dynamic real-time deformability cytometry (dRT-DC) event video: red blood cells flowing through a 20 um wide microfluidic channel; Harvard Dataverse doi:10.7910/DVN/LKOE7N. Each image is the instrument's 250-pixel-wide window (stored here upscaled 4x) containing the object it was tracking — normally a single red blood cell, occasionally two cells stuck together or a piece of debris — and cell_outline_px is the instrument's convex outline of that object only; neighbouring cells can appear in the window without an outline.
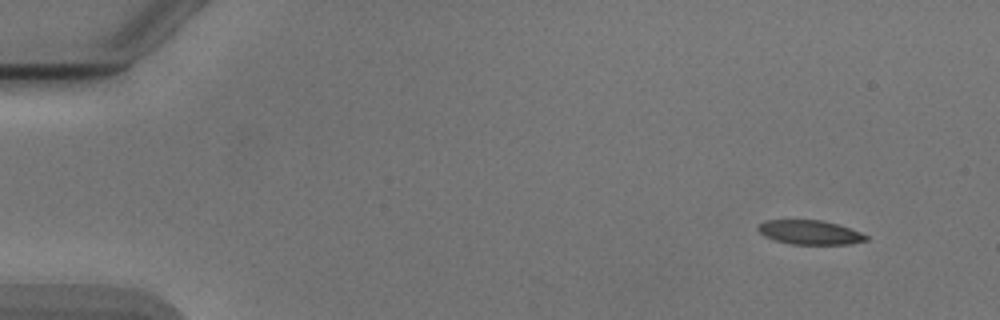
{"species": "Egyptian fruit bat (a non-hibernating species)", "species_latin": "Rousettus aegyptiacus", "temperature_condition": "cold", "stored_images_in_passage": 46, "camera_frame_rate_fps": 3000, "um_per_image_px": 0.085, "animal": {"sex": "male"}, "frame": {"image": 1, "passage_image": 1, "time_ms": 0.0, "image_size_px": [1000, 320], "cell_outline_px": [[868, 240], [848, 244], [792, 244], [776, 240], [764, 236], [756, 228], [764, 220], [820, 220], [836, 224], [860, 232], [868, 236]], "centroid_in_image_um": [68.82, 19.75], "position_along_channel_um": 16.2, "area_um2": 15.03}}
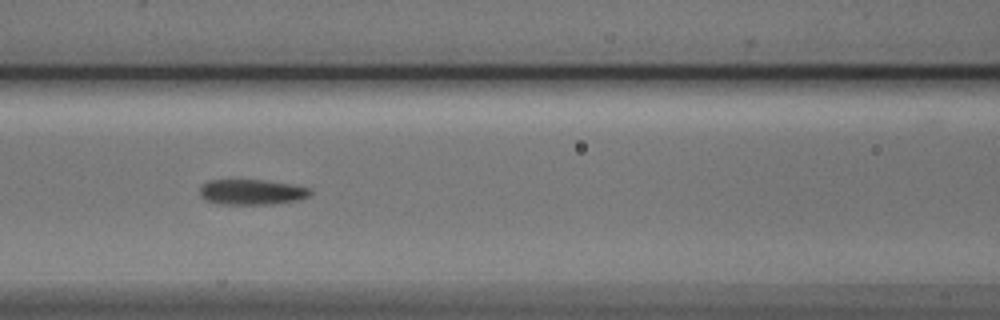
{"frame": {"image": 2, "passage_image": 20, "time_ms": 6.333, "image_size_px": [1000, 320], "cell_outline_px": [[312, 192], [308, 196], [300, 200], [272, 204], [220, 204], [208, 200], [200, 196], [200, 184], [208, 180], [264, 180], [292, 184], [312, 188]], "centroid_in_image_um": [21.42, 16.31], "position_along_channel_um": 145.2, "area_um2": 16.47}}
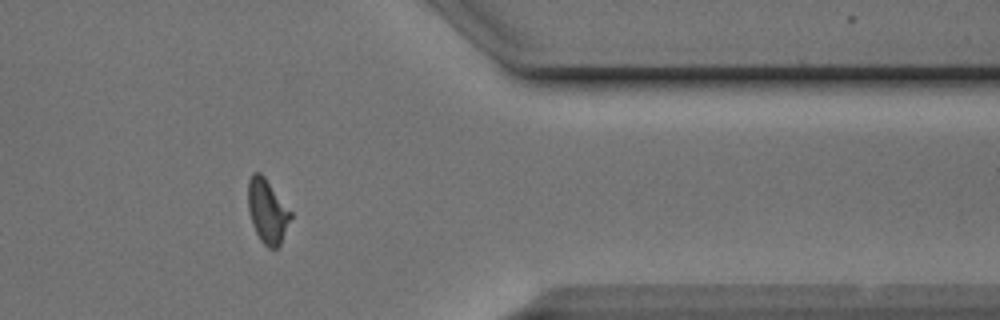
{"frame": {"image": 3, "passage_image": 40, "time_ms": 13.0, "image_size_px": [1000, 320], "cell_outline_px": [[292, 216], [280, 244], [276, 248], [268, 248], [260, 240], [252, 224], [248, 212], [248, 180], [252, 172], [260, 172], [264, 176], [292, 212]], "centroid_in_image_um": [22.71, 17.93], "position_along_channel_um": 388.7, "area_um2": 15.9}}